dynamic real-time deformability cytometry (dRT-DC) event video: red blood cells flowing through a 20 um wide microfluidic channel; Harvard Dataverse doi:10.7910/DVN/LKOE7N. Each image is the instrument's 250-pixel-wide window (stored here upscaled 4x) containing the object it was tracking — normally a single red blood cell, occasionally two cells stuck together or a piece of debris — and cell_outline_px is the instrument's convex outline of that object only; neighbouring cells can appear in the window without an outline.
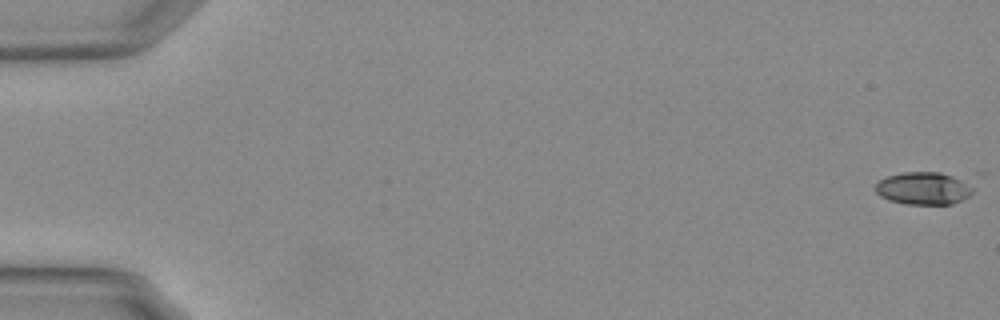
{"species": "Egyptian fruit bat (a non-hibernating species)", "species_latin": "Rousettus aegyptiacus", "temperature_condition": "warm", "stored_images_in_passage": 24, "camera_frame_rate_fps": 3000, "um_per_image_px": 0.085, "animal": {"sex": "female"}, "frame": {"image": 1, "passage_image": 1, "time_ms": 0.0, "image_size_px": [1000, 320], "cell_outline_px": [[972, 192], [968, 196], [952, 204], [904, 204], [888, 200], [880, 196], [876, 192], [876, 184], [880, 180], [888, 176], [904, 172], [940, 172], [952, 176], [960, 180], [972, 188]], "centroid_in_image_um": [78.44, 16.02], "position_along_channel_um": 6.6, "area_um2": 18.15}}
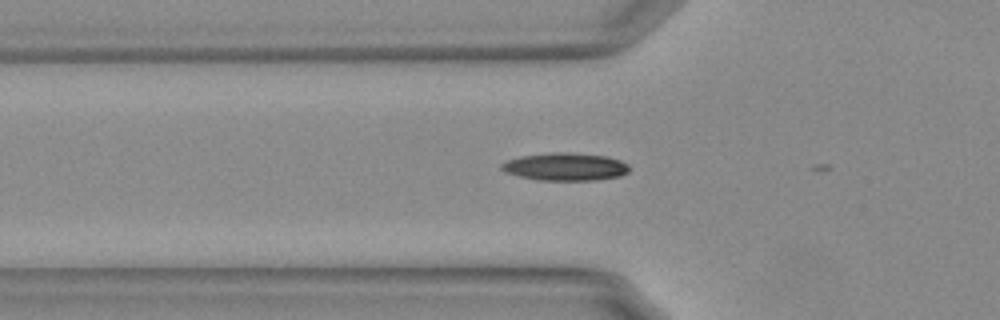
{"frame": {"image": 2, "passage_image": 20, "time_ms": 6.333, "image_size_px": [1000, 320], "cell_outline_px": [[628, 172], [620, 176], [596, 180], [540, 180], [520, 176], [508, 172], [500, 168], [500, 164], [508, 160], [520, 156], [552, 152], [568, 152], [608, 156], [620, 160], [628, 164]], "centroid_in_image_um": [48.07, 14.16], "position_along_channel_um": 77.7, "area_um2": 20.58}}